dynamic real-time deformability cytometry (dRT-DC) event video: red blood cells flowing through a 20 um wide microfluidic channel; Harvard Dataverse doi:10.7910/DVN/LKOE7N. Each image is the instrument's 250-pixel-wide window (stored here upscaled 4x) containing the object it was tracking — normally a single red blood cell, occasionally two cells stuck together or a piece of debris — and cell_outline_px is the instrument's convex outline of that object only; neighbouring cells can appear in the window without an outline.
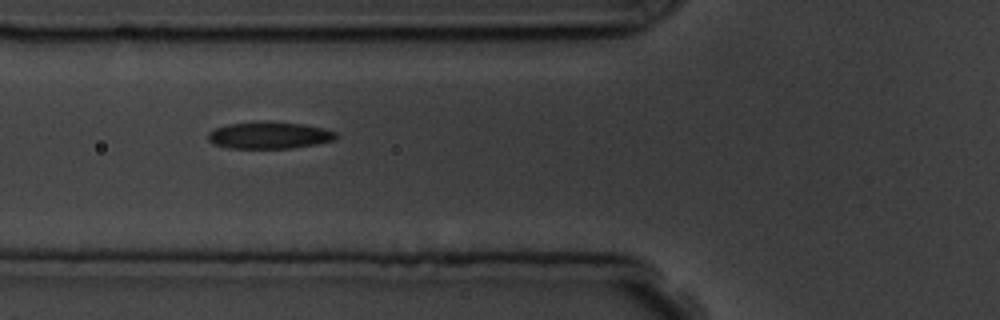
{"species": "common noctule bat (a hibernating species)", "species_latin": "Nyctalus noctula", "temperature_condition": "room temperature", "stored_images_in_passage": 14, "camera_frame_rate_fps": 3000, "um_per_image_px": 0.085, "animal": {"sex": "male", "body_mass_g": 19.5, "forearm_length_mm": 54.6}, "frame": {"image": 1, "passage_image": 5, "time_ms": 5.333, "image_size_px": [1000, 320], "cell_outline_px": [[340, 136], [336, 140], [316, 144], [292, 148], [228, 148], [216, 144], [208, 140], [208, 132], [216, 128], [228, 124], [268, 120], [304, 124], [324, 128], [336, 132]], "centroid_in_image_um": [22.94, 11.48], "position_along_channel_um": 102.9, "area_um2": 20.35}}
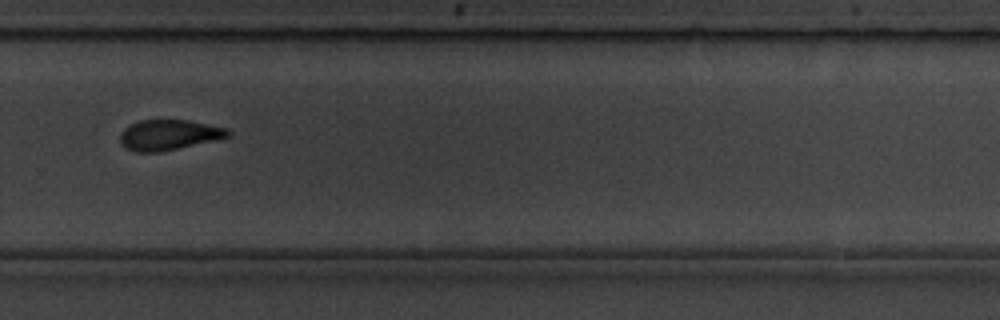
{"frame": {"image": 2, "passage_image": 10, "time_ms": 11.0, "image_size_px": [1000, 320], "cell_outline_px": [[232, 132], [228, 136], [220, 140], [160, 152], [136, 152], [124, 148], [120, 144], [120, 132], [128, 124], [140, 120], [188, 120], [228, 128]], "centroid_in_image_um": [14.35, 11.47], "position_along_channel_um": 315.4, "area_um2": 19.54}, "authors_computed_cell_mechanics": {"area_um2": 19.9121, "velocity_mm_per_s": 3.766, "shape_relaxation_time_tau1_ms": 5.0625, "shape_relaxation_time_tau2_ms": 2.0916, "deformation_change_tau1": 0.131, "deformation_change_tau2": 0.0838}}